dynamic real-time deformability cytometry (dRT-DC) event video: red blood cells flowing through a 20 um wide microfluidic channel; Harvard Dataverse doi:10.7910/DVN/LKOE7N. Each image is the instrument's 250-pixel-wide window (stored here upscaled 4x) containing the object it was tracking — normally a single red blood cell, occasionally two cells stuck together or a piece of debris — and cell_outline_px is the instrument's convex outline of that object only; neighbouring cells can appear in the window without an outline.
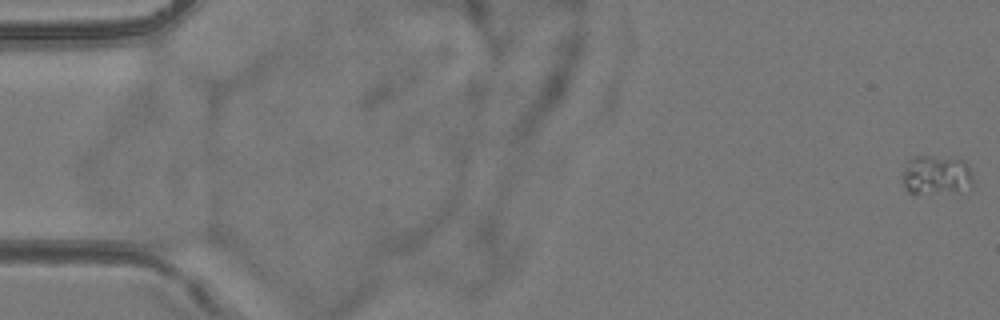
{"species": "common noctule bat (a hibernating species)", "species_latin": "Nyctalus noctula", "temperature_condition": "room temperature", "stored_images_in_passage": 6, "camera_frame_rate_fps": 3000, "um_per_image_px": 0.085, "animal": {"sex": "female", "body_mass_g": 24.6, "forearm_length_mm": 56.2}, "frame": {"image": 1, "passage_image": 1, "time_ms": 0.0, "image_size_px": [1000, 320], "cell_outline_px": [[972, 184], [956, 188], [912, 196], [908, 192], [904, 184], [904, 168], [908, 160], [912, 156], [928, 156], [960, 160], [968, 164], [972, 172]], "centroid_in_image_um": [79.5, 14.85], "position_along_channel_um": 5.5, "area_um2": 15.49}}
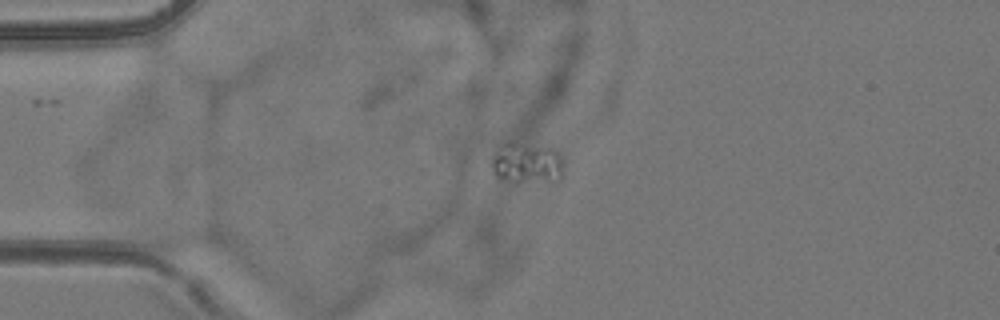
{"frame": {"image": 2, "passage_image": 5, "time_ms": 4.667, "image_size_px": [1000, 320], "cell_outline_px": [[560, 176], [520, 180], [516, 180], [496, 176], [488, 160], [496, 144], [504, 140], [508, 140], [552, 148], [556, 152], [560, 160]], "centroid_in_image_um": [44.54, 13.69], "position_along_channel_um": 40.5, "area_um2": 16.42}}